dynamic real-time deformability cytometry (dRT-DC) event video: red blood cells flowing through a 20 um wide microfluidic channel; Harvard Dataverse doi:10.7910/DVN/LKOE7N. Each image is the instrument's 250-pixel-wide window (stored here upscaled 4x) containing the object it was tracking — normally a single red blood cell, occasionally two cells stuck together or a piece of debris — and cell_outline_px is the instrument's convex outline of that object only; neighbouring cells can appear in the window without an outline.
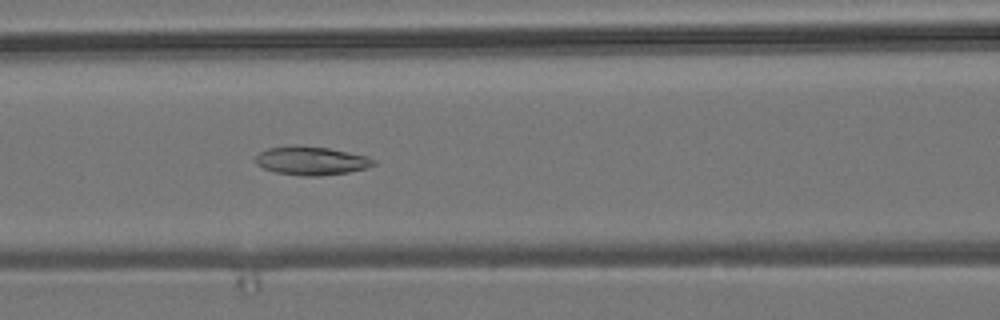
{"species": "common noctule bat (a hibernating species)", "species_latin": "Nyctalus noctula", "temperature_condition": "room temperature", "stored_images_in_passage": 31, "camera_frame_rate_fps": 3000, "um_per_image_px": 0.085, "animal": {"sex": "male", "body_mass_g": 19.2, "forearm_length_mm": 51.8}, "frame": {"image": 1, "passage_image": 10, "time_ms": 3.0, "image_size_px": [1000, 320], "cell_outline_px": [[376, 164], [368, 168], [348, 172], [320, 176], [304, 176], [276, 172], [264, 168], [256, 164], [256, 156], [260, 152], [268, 148], [296, 144], [328, 148], [368, 156], [376, 160]], "centroid_in_image_um": [26.49, 13.65], "position_along_channel_um": 140.1, "area_um2": 19.77}}
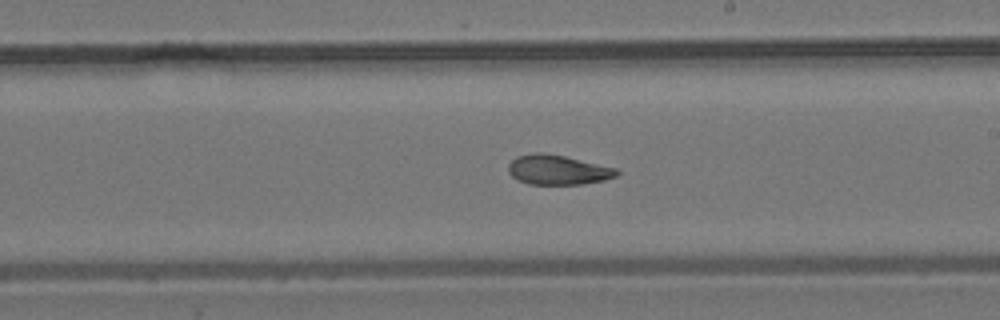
{"frame": {"image": 2, "passage_image": 18, "time_ms": 5.667, "image_size_px": [1000, 320], "cell_outline_px": [[620, 172], [616, 176], [604, 180], [584, 184], [532, 184], [520, 180], [512, 176], [508, 172], [508, 164], [516, 156], [536, 152], [540, 152], [564, 156], [616, 168]], "centroid_in_image_um": [47.41, 14.43], "position_along_channel_um": 241.6, "area_um2": 18.61}}
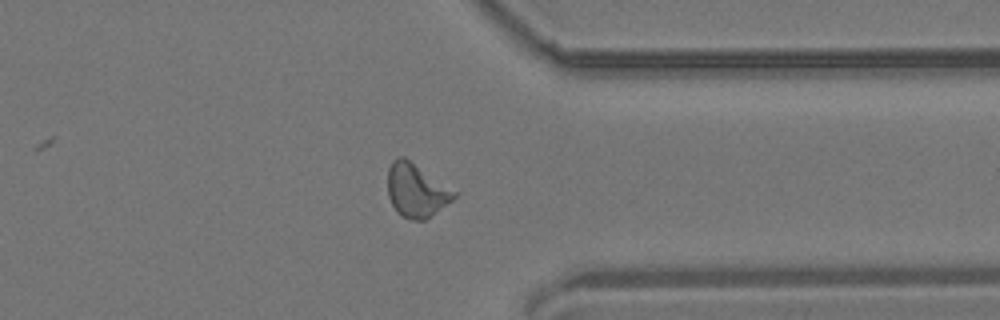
{"frame": {"image": 3, "passage_image": 29, "time_ms": 9.333, "image_size_px": [1000, 320], "cell_outline_px": [[456, 196], [452, 200], [424, 220], [408, 220], [400, 216], [396, 212], [388, 196], [388, 168], [392, 160], [396, 156], [404, 156], [456, 192]], "centroid_in_image_um": [35.33, 16.18], "position_along_channel_um": 376.1, "area_um2": 20.52}}